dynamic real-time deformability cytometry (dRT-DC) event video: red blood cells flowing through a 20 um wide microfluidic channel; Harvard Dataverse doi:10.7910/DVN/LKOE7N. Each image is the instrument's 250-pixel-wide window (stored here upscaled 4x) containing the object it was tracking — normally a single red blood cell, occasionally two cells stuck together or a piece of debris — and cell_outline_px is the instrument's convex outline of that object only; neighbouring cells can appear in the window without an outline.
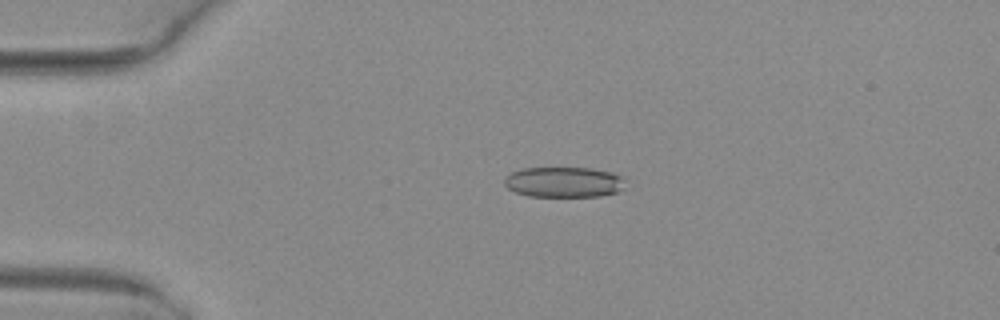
{"species": "common noctule bat (a hibernating species)", "species_latin": "Nyctalus noctula", "temperature_condition": "warm", "stored_images_in_passage": 50, "camera_frame_rate_fps": 3000, "um_per_image_px": 0.085, "animal": {"sex": "female", "body_mass_g": 29.2, "forearm_length_mm": 56.3}, "frame": {"image": 1, "passage_image": 11, "time_ms": 3.333, "image_size_px": [1000, 320], "cell_outline_px": [[628, 180], [624, 188], [616, 192], [600, 196], [528, 196], [516, 192], [508, 188], [504, 184], [504, 180], [512, 172], [524, 168], [592, 168], [612, 172], [624, 176]], "centroid_in_image_um": [48.01, 15.47], "position_along_channel_um": 37.0, "area_um2": 21.62}}
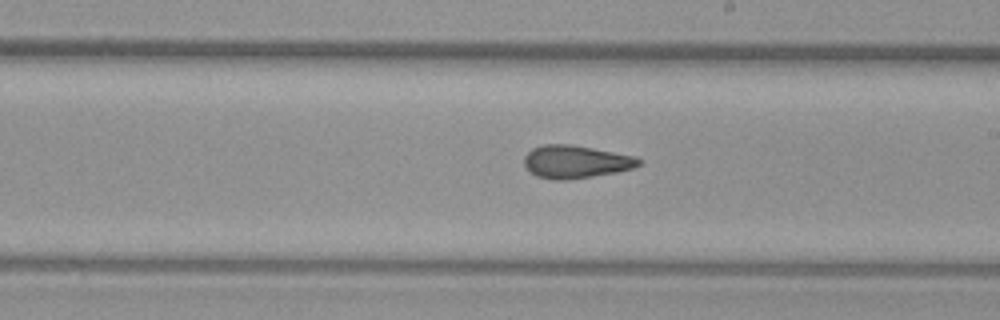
{"frame": {"image": 2, "passage_image": 29, "time_ms": 9.333, "image_size_px": [1000, 320], "cell_outline_px": [[644, 160], [640, 164], [632, 168], [616, 172], [568, 180], [556, 180], [536, 176], [524, 164], [524, 156], [532, 148], [544, 144], [572, 144], [636, 156]], "centroid_in_image_um": [48.95, 13.74], "position_along_channel_um": 240.0, "area_um2": 21.96}}
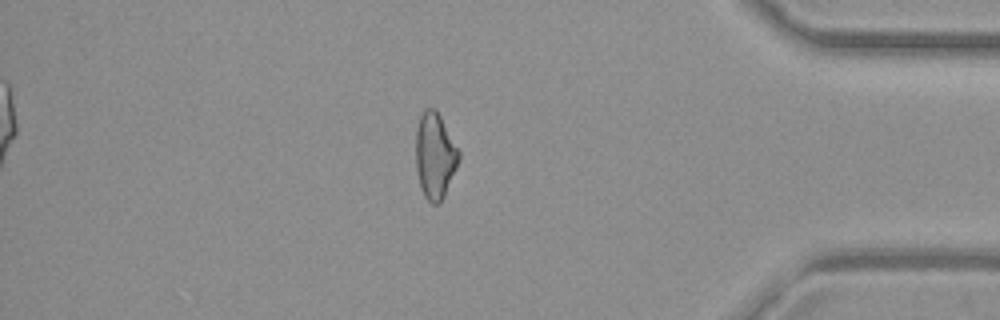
{"frame": {"image": 3, "passage_image": 43, "time_ms": 14.0, "image_size_px": [1000, 320], "cell_outline_px": [[460, 156], [456, 168], [444, 196], [440, 204], [432, 204], [424, 196], [420, 188], [416, 168], [416, 128], [420, 116], [424, 108], [436, 108], [460, 152]], "centroid_in_image_um": [36.95, 13.23], "position_along_channel_um": 398.2, "area_um2": 21.62}, "authors_computed_cell_mechanics": {"area_um2": 21.9351, "velocity_mm_per_s": 4.0825, "shape_relaxation_time_tau1_ms": null, "shape_relaxation_time_tau2_ms": 2.3319, "deformation_change_tau1": null, "deformation_change_tau2": 0.107}}